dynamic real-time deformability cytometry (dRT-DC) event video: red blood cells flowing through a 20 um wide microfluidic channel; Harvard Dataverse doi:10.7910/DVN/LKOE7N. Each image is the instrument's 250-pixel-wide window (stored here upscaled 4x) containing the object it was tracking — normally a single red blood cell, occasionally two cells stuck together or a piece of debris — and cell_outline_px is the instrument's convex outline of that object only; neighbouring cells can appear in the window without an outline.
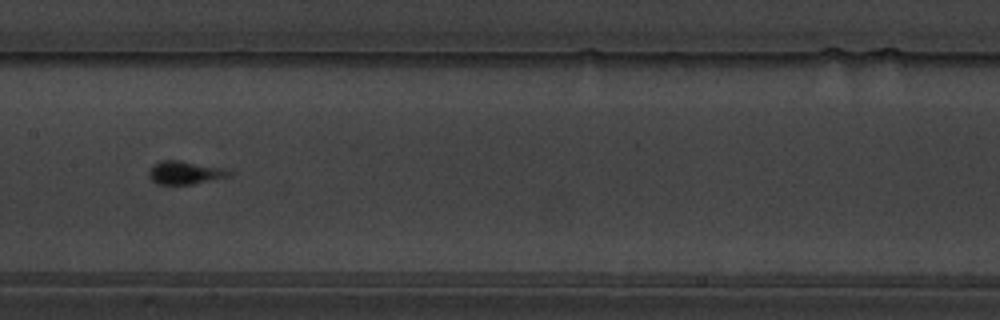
{"species": "common noctule bat (a hibernating species)", "species_latin": "Nyctalus noctula", "temperature_condition": "warm", "stored_images_in_passage": 59, "camera_frame_rate_fps": 3000, "um_per_image_px": 0.085, "animal": {"sex": "male", "body_mass_g": 19.5, "forearm_length_mm": 54.6}, "frame": {"image": 1, "passage_image": 31, "time_ms": 10.0, "image_size_px": [1000, 320], "cell_outline_px": [[232, 176], [192, 184], [156, 184], [148, 176], [148, 172], [152, 164], [160, 160], [180, 160], [220, 168], [232, 172]], "centroid_in_image_um": [15.67, 14.67], "position_along_channel_um": 191.7, "area_um2": 10.81}}
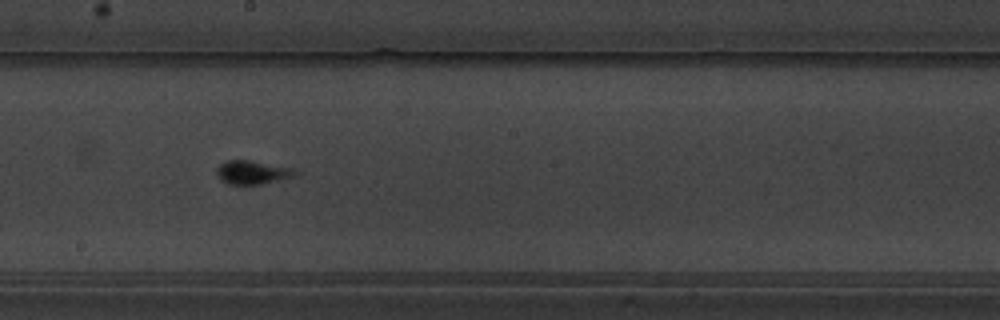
{"frame": {"image": 2, "passage_image": 34, "time_ms": 11.0, "image_size_px": [1000, 320], "cell_outline_px": [[300, 172], [292, 176], [260, 184], [228, 184], [220, 180], [216, 176], [216, 168], [220, 164], [228, 160], [248, 160], [292, 168]], "centroid_in_image_um": [21.38, 14.65], "position_along_channel_um": 226.8, "area_um2": 10.64}}
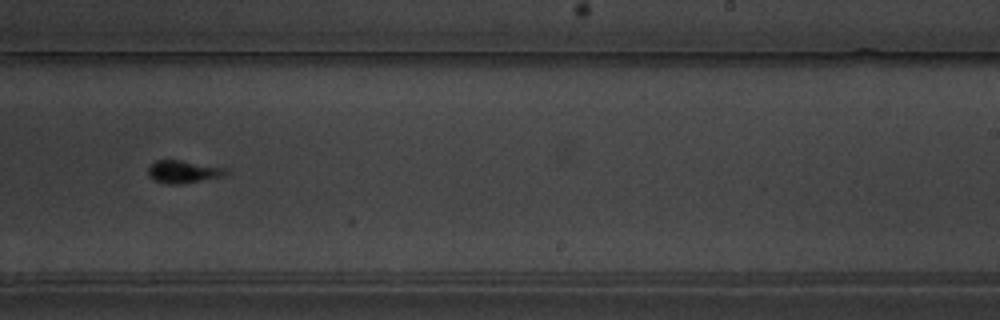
{"frame": {"image": 3, "passage_image": 38, "time_ms": 12.333, "image_size_px": [1000, 320], "cell_outline_px": [[232, 172], [224, 176], [180, 184], [168, 184], [152, 180], [148, 176], [148, 168], [156, 160], [180, 160], [228, 168]], "centroid_in_image_um": [15.62, 14.6], "position_along_channel_um": 273.4, "area_um2": 10.4}}